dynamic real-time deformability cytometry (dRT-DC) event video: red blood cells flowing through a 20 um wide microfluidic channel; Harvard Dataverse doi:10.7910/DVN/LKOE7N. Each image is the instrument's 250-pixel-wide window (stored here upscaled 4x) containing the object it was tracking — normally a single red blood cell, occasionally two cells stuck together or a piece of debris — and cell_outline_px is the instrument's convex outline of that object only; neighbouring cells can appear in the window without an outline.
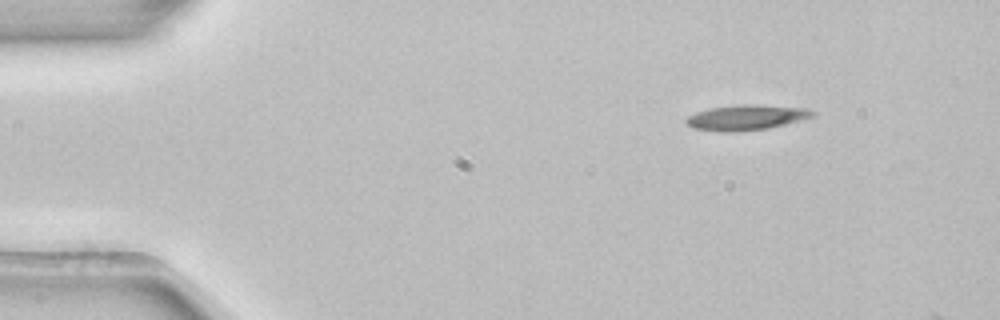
{"species": "common noctule bat (a hibernating species)", "species_latin": "Nyctalus noctula", "temperature_condition": "room temperature", "stored_images_in_passage": 3, "camera_frame_rate_fps": 3000, "um_per_image_px": 0.085, "animal": {"sex": "female", "body_mass_g": 22.7, "forearm_length_mm": 54.2}, "frame": {"image": 1, "passage_image": 1, "time_ms": 0.0, "image_size_px": [1000, 320], "cell_outline_px": [[816, 116], [768, 128], [728, 132], [720, 132], [692, 128], [684, 120], [688, 116], [696, 112], [708, 108], [740, 104], [756, 104], [804, 108], [816, 112]], "centroid_in_image_um": [63.41, 9.97], "position_along_channel_um": 21.6, "area_um2": 18.61}}